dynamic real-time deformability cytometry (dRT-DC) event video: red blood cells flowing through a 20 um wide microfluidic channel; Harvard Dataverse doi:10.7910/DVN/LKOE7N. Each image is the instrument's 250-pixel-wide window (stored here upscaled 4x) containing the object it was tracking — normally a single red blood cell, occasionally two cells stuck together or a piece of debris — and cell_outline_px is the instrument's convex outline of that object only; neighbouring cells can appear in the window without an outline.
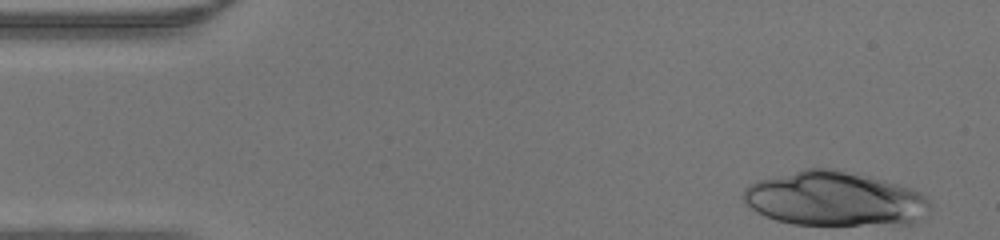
{"species": "human", "species_latin": "Homo sapiens", "temperature_condition": "warm", "stored_images_in_passage": 9, "camera_frame_rate_fps": 3000, "um_per_image_px": 0.085, "donor": {"sex": "male"}, "frame": {"image": 1, "passage_image": 1, "time_ms": 0.0, "image_size_px": [1000, 240], "cell_outline_px": [[932, 208], [912, 224], [792, 224], [776, 220], [764, 216], [756, 212], [744, 204], [740, 196], [744, 188], [748, 184], [756, 180], [804, 168], [832, 168], [856, 172], [872, 176], [912, 188], [928, 196]], "centroid_in_image_um": [70.92, 16.88], "position_along_channel_um": 14.1, "area_um2": 60.17}}